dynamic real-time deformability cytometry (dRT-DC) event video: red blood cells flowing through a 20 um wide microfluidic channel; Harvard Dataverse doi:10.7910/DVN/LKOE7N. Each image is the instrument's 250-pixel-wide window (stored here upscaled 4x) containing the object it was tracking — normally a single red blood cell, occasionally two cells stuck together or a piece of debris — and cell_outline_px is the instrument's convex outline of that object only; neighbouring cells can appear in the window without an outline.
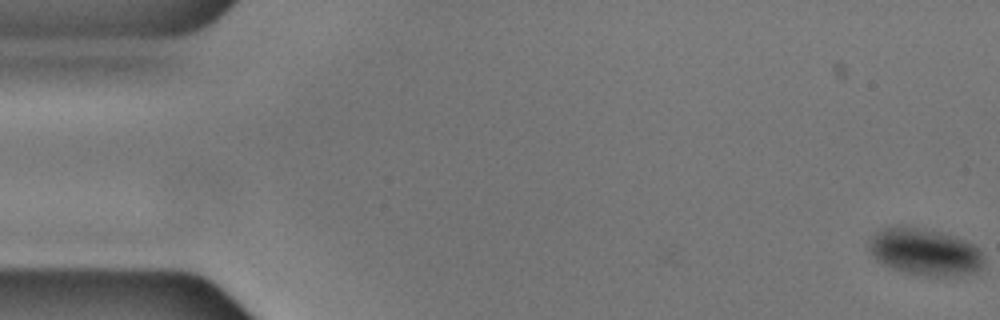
{"species": "common noctule bat (a hibernating species)", "species_latin": "Nyctalus noctula", "temperature_condition": "cold", "stored_images_in_passage": 51, "camera_frame_rate_fps": 3000, "um_per_image_px": 0.085, "animal": {"sex": "male", "body_mass_g": 17.9, "forearm_length_mm": 54.2}, "frame": {"image": 1, "passage_image": 1, "time_ms": 0.0, "image_size_px": [1000, 320], "cell_outline_px": [[984, 268], [976, 272], [948, 276], [924, 276], [892, 268], [876, 260], [868, 252], [868, 240], [880, 228], [900, 224], [924, 228], [944, 232], [956, 236], [976, 244], [984, 252]], "centroid_in_image_um": [78.63, 21.37], "position_along_channel_um": 6.4, "area_um2": 32.43}}
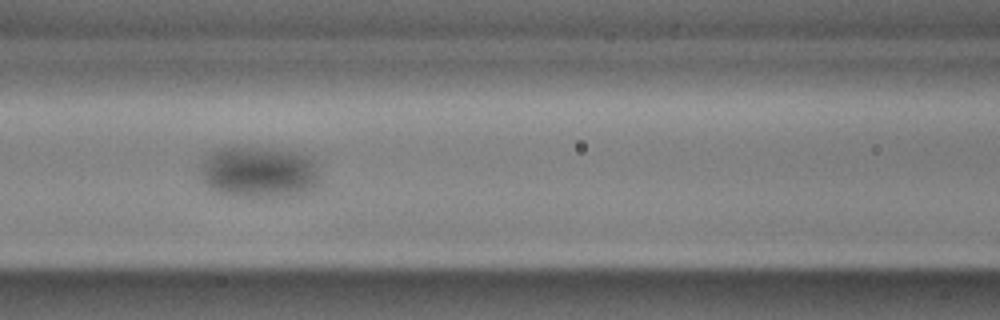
{"frame": {"image": 2, "passage_image": 24, "time_ms": 7.667, "image_size_px": [1000, 320], "cell_outline_px": [[320, 184], [316, 188], [300, 196], [272, 200], [268, 200], [228, 196], [216, 192], [208, 188], [200, 180], [200, 168], [204, 156], [220, 148], [260, 148], [296, 152], [308, 156], [316, 160], [320, 180]], "centroid_in_image_um": [22.04, 14.73], "position_along_channel_um": 144.6, "area_um2": 37.63}}
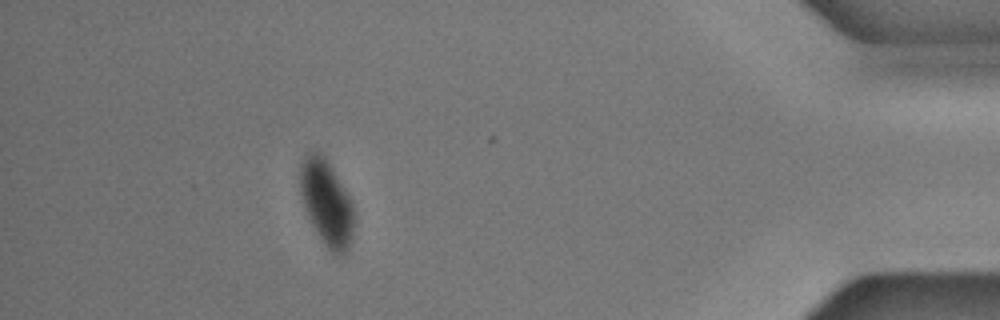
{"frame": {"image": 3, "passage_image": 51, "time_ms": 16.667, "image_size_px": [1000, 320], "cell_outline_px": [[352, 240], [348, 252], [344, 256], [340, 256], [332, 252], [324, 244], [316, 232], [304, 208], [300, 192], [300, 164], [304, 156], [308, 152], [320, 152], [324, 156], [332, 168], [344, 188], [352, 204]], "centroid_in_image_um": [27.74, 17.26], "position_along_channel_um": 407.5, "area_um2": 26.65}}